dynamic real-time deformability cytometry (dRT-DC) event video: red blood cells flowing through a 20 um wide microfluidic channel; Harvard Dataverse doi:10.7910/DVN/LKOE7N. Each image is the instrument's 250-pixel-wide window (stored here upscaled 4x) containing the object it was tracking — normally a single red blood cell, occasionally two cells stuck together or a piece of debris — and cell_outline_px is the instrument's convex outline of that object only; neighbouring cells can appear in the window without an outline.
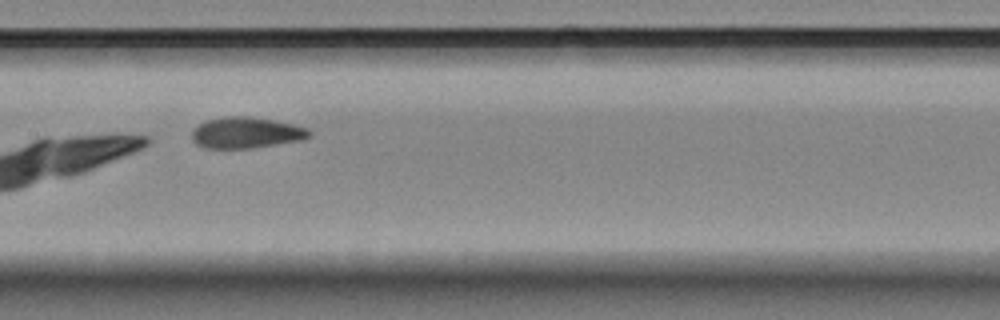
{"species": "Egyptian fruit bat (a non-hibernating species)", "species_latin": "Rousettus aegyptiacus", "temperature_condition": "room temperature", "stored_images_in_passage": 8, "camera_frame_rate_fps": 3000, "um_per_image_px": 0.085, "animal": {"sex": "female"}, "frame": {"image": 1, "passage_image": 8, "time_ms": 2.333, "image_size_px": [1000, 320], "cell_outline_px": [[312, 136], [300, 140], [252, 148], [204, 148], [196, 144], [192, 140], [192, 128], [204, 120], [224, 116], [248, 116], [272, 120], [292, 124], [308, 128], [312, 132]], "centroid_in_image_um": [20.88, 11.27], "position_along_channel_um": 186.5, "area_um2": 21.44}}